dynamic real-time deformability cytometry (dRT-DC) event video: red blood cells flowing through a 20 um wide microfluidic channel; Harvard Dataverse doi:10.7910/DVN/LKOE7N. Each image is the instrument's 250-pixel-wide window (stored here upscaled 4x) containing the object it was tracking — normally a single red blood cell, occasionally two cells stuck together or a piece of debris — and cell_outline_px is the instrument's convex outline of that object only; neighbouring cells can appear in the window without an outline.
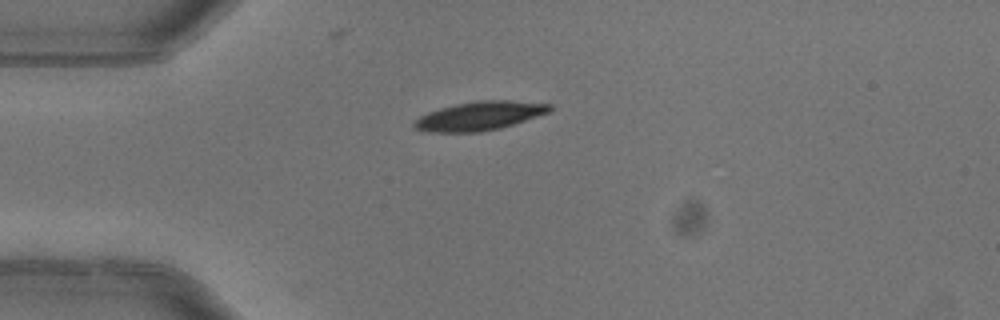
{"species": "common noctule bat (a hibernating species)", "species_latin": "Nyctalus noctula", "temperature_condition": "warm", "stored_images_in_passage": 4, "camera_frame_rate_fps": 3000, "um_per_image_px": 0.085, "animal": {"sex": "female"}, "frame": {"image": 1, "passage_image": 1, "time_ms": 0.0, "image_size_px": [1000, 320], "cell_outline_px": [[552, 108], [548, 112], [500, 128], [480, 132], [428, 132], [416, 128], [412, 124], [420, 116], [428, 112], [440, 108], [456, 104], [476, 100], [512, 100], [552, 104]], "centroid_in_image_um": [40.75, 9.84], "position_along_channel_um": 44.2, "area_um2": 22.54}}